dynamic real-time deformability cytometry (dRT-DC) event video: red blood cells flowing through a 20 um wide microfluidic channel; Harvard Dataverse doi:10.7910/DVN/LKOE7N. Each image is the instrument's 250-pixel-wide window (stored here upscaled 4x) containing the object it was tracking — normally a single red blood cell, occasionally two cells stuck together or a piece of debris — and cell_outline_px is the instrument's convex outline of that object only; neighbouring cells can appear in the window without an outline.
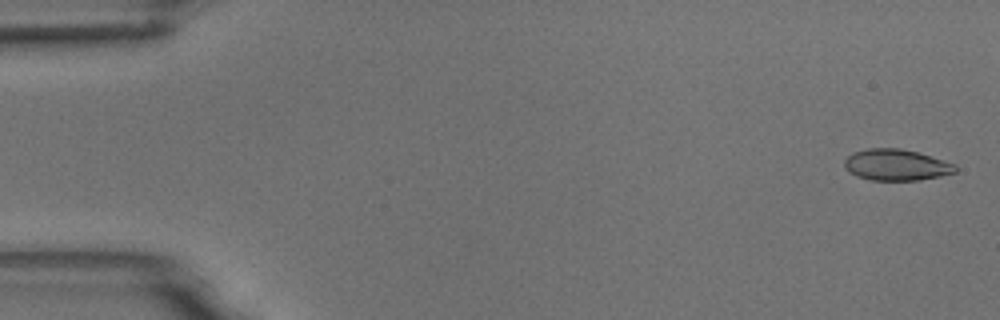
{"species": "common noctule bat (a hibernating species)", "species_latin": "Nyctalus noctula", "temperature_condition": "room temperature", "stored_images_in_passage": 54, "camera_frame_rate_fps": 3000, "um_per_image_px": 0.085, "animal": {"sex": "male", "body_mass_g": 18.8}, "frame": {"image": 1, "passage_image": 2, "time_ms": 0.333, "image_size_px": [1000, 320], "cell_outline_px": [[956, 172], [940, 176], [920, 180], [872, 180], [856, 176], [848, 172], [844, 164], [844, 160], [852, 152], [868, 148], [900, 148], [916, 152], [956, 164]], "centroid_in_image_um": [76.15, 14.02], "position_along_channel_um": 8.8, "area_um2": 20.17}}
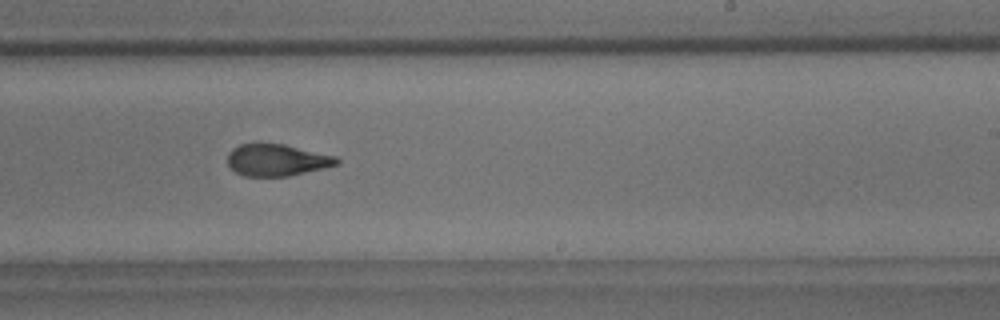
{"frame": {"image": 2, "passage_image": 34, "time_ms": 11.0, "image_size_px": [1000, 320], "cell_outline_px": [[340, 164], [324, 168], [288, 176], [244, 176], [228, 168], [228, 152], [232, 148], [240, 144], [260, 140], [284, 144], [336, 156], [340, 160]], "centroid_in_image_um": [23.49, 13.56], "position_along_channel_um": 265.5, "area_um2": 20.92}}
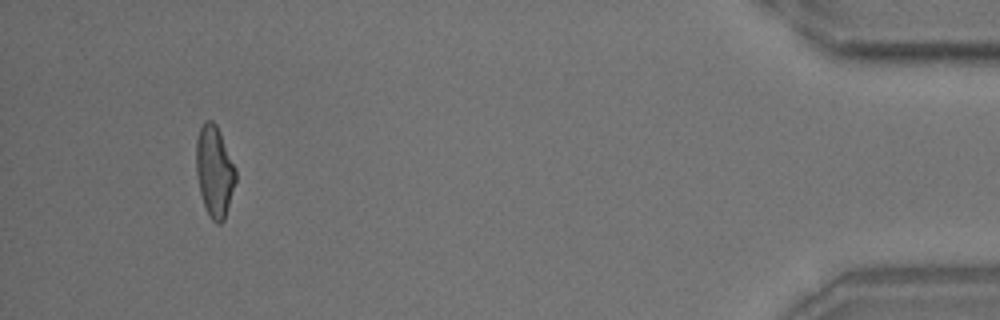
{"frame": {"image": 3, "passage_image": 52, "time_ms": 17.0, "image_size_px": [1000, 320], "cell_outline_px": [[236, 180], [224, 220], [220, 224], [216, 224], [208, 216], [200, 192], [196, 172], [196, 140], [200, 128], [204, 120], [212, 120], [216, 124], [220, 132], [236, 168]], "centroid_in_image_um": [18.22, 14.55], "position_along_channel_um": 417.0, "area_um2": 21.04}, "authors_computed_cell_mechanics": {"area_um2": 21.0392, "velocity_mm_per_s": 3.6809, "shape_relaxation_time_tau1_ms": 7.7409, "shape_relaxation_time_tau2_ms": 1.8446, "deformation_change_tau1": 0.2089, "deformation_change_tau2": 0.0881}}